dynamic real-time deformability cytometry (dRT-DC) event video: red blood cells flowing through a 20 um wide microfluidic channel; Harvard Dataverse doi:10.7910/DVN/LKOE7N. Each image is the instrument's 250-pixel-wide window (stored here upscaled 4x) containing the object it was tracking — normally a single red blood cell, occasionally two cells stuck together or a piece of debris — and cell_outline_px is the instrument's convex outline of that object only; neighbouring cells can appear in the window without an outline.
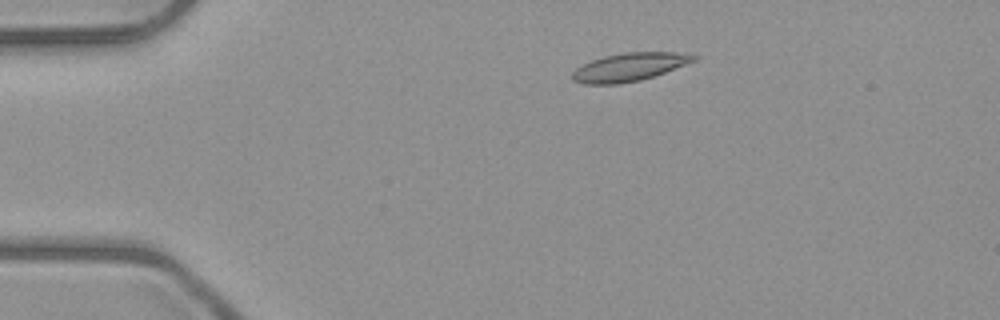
{"species": "common noctule bat (a hibernating species)", "species_latin": "Nyctalus noctula", "temperature_condition": "room temperature", "stored_images_in_passage": 5, "camera_frame_rate_fps": 3000, "um_per_image_px": 0.085, "animal": {"sex": "male", "body_mass_g": 23.1, "forearm_length_mm": 52.7}, "frame": {"image": 1, "passage_image": 1, "time_ms": 0.0, "image_size_px": [1000, 320], "cell_outline_px": [[700, 56], [696, 60], [664, 72], [640, 80], [620, 84], [584, 84], [572, 80], [572, 72], [576, 68], [592, 60], [604, 56], [624, 52], [676, 52]], "centroid_in_image_um": [53.47, 5.7], "position_along_channel_um": 31.5, "area_um2": 19.77}}
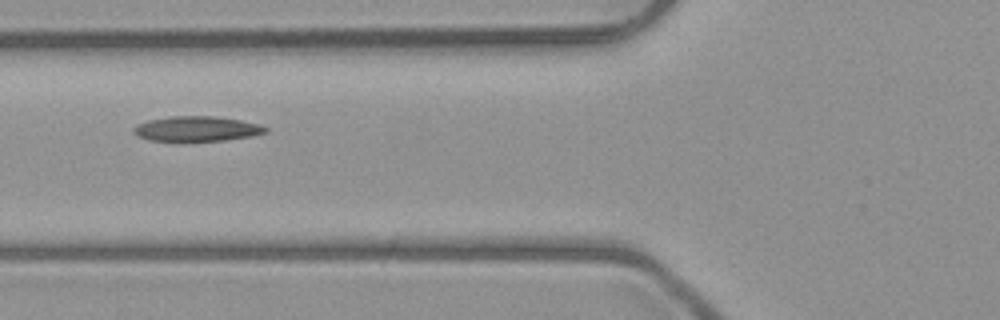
{"frame": {"image": 2, "passage_image": 4, "time_ms": 3.333, "image_size_px": [1000, 320], "cell_outline_px": [[268, 132], [252, 136], [224, 140], [148, 140], [132, 132], [132, 128], [136, 124], [148, 120], [172, 116], [216, 116], [240, 120], [260, 124], [268, 128]], "centroid_in_image_um": [16.74, 10.93], "position_along_channel_um": 109.1, "area_um2": 19.07}}
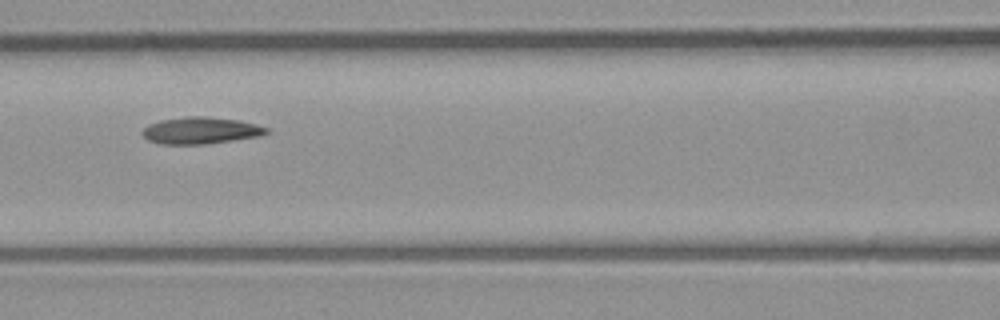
{"frame": {"image": 3, "passage_image": 5, "time_ms": 4.333, "image_size_px": [1000, 320], "cell_outline_px": [[268, 132], [260, 136], [208, 144], [160, 144], [148, 140], [140, 132], [148, 124], [160, 120], [188, 116], [204, 116], [240, 120], [256, 124], [268, 128]], "centroid_in_image_um": [17.04, 11.09], "position_along_channel_um": 149.6, "area_um2": 19.48}}